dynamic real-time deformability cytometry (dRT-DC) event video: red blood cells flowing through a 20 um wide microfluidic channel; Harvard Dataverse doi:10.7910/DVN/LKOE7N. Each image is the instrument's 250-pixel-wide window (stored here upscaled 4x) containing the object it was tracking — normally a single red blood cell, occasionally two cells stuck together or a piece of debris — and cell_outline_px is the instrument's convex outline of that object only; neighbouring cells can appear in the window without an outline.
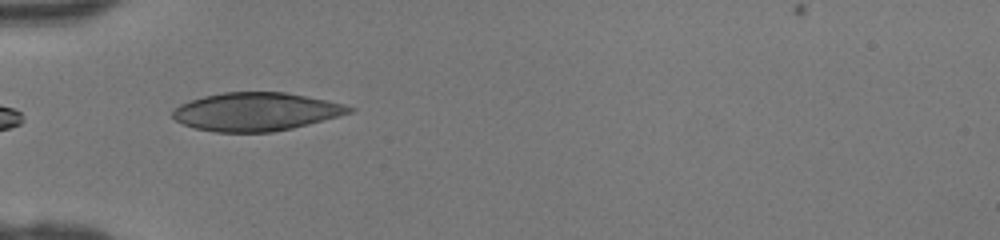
{"species": "human", "species_latin": "Homo sapiens", "temperature_condition": "room temperature", "stored_images_in_passage": 4, "camera_frame_rate_fps": 3000, "um_per_image_px": 0.085, "donor": {"sex": "female"}, "frame": {"image": 1, "passage_image": 1, "time_ms": 0.0, "image_size_px": [1000, 240], "cell_outline_px": [[356, 108], [352, 112], [340, 116], [292, 128], [272, 132], [216, 132], [192, 128], [176, 120], [172, 116], [172, 112], [180, 104], [204, 96], [224, 92], [284, 92], [328, 100], [344, 104]], "centroid_in_image_um": [21.78, 9.5], "position_along_channel_um": 63.2, "area_um2": 39.3}}